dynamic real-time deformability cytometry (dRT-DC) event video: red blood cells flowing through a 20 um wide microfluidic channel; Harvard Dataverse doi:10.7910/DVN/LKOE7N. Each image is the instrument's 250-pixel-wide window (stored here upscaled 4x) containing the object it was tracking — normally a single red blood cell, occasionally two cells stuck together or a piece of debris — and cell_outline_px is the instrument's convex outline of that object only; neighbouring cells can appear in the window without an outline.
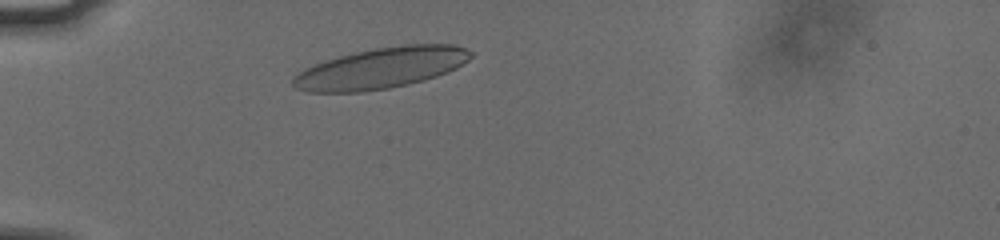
{"species": "human", "species_latin": "Homo sapiens", "temperature_condition": "cold", "stored_images_in_passage": 36, "camera_frame_rate_fps": 3000, "um_per_image_px": 0.085, "donor": {"sex": "male"}, "frame": {"image": 1, "passage_image": 5, "time_ms": 1.333, "image_size_px": [1000, 240], "cell_outline_px": [[472, 56], [468, 60], [456, 68], [448, 72], [424, 80], [408, 84], [388, 88], [360, 92], [308, 92], [292, 88], [292, 80], [304, 68], [340, 56], [356, 52], [376, 48], [404, 44], [452, 44], [464, 48], [472, 52]], "centroid_in_image_um": [32.39, 5.79], "position_along_channel_um": 52.6, "area_um2": 42.08}}
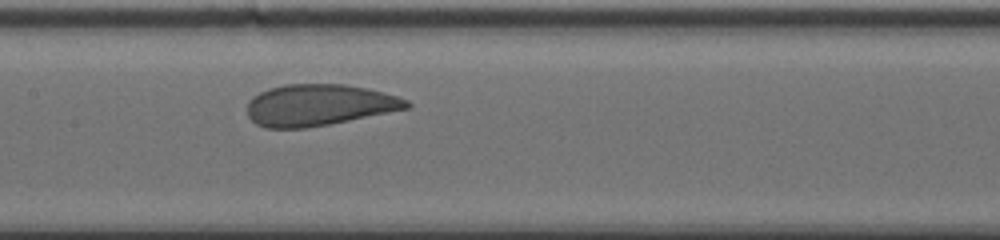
{"frame": {"image": 2, "passage_image": 17, "time_ms": 5.333, "image_size_px": [1000, 240], "cell_outline_px": [[412, 108], [328, 124], [304, 128], [264, 128], [256, 124], [248, 116], [248, 100], [252, 96], [268, 88], [284, 84], [344, 84], [368, 88], [396, 96], [408, 100], [412, 104]], "centroid_in_image_um": [27.11, 8.92], "position_along_channel_um": 180.3, "area_um2": 38.67}}
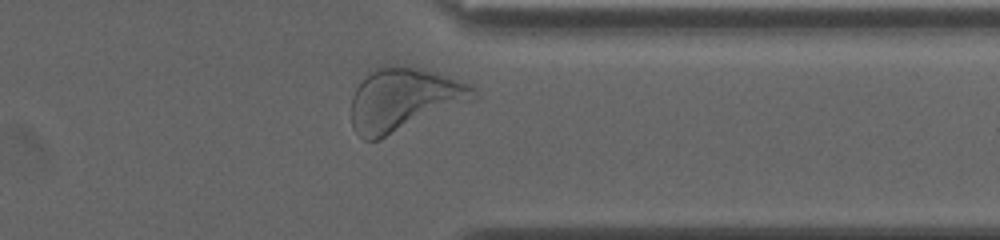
{"frame": {"image": 3, "passage_image": 33, "time_ms": 10.667, "image_size_px": [1000, 240], "cell_outline_px": [[480, 96], [472, 100], [380, 140], [364, 140], [352, 128], [352, 96], [356, 88], [376, 68], [392, 64], [400, 64], [420, 68], [448, 76], [472, 84], [476, 88]], "centroid_in_image_um": [34.35, 8.45], "position_along_channel_um": 377.0, "area_um2": 44.85}, "authors_computed_cell_mechanics": {"area_um2": 39.5063, "velocity_mm_per_s": 3.7246, "shape_relaxation_time_tau1_ms": 2.8546, "shape_relaxation_time_tau2_ms": 1.0945, "deformation_change_tau1": 0.1164, "deformation_change_tau2": 0.0784}}